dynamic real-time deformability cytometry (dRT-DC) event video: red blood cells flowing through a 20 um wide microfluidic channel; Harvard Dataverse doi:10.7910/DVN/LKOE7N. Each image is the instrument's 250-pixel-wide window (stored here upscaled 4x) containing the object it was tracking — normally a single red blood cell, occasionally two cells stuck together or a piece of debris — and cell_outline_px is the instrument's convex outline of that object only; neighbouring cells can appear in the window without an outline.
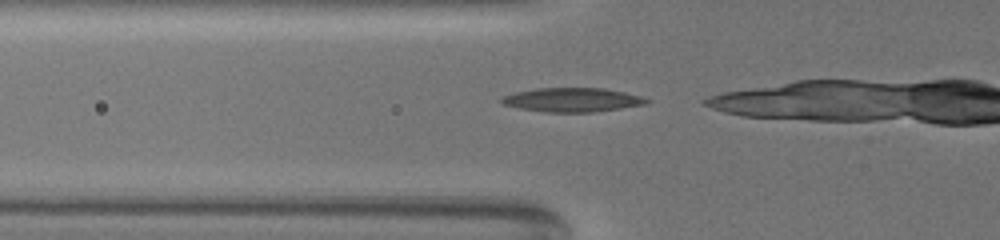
{"species": "common noctule bat (a hibernating species)", "species_latin": "Nyctalus noctula", "temperature_condition": "warm", "stored_images_in_passage": 16, "camera_frame_rate_fps": 3000, "um_per_image_px": 0.085, "animal": {"sex": "female", "body_mass_g": 19.5, "forearm_length_mm": 54.1}, "frame": {"image": 1, "passage_image": 2, "time_ms": 0.333, "image_size_px": [1000, 240], "cell_outline_px": [[648, 100], [644, 104], [620, 108], [592, 112], [548, 112], [520, 108], [504, 104], [500, 100], [504, 96], [516, 92], [536, 88], [604, 88], [624, 92], [640, 96]], "centroid_in_image_um": [48.62, 8.48], "position_along_channel_um": 77.2, "area_um2": 19.88}}
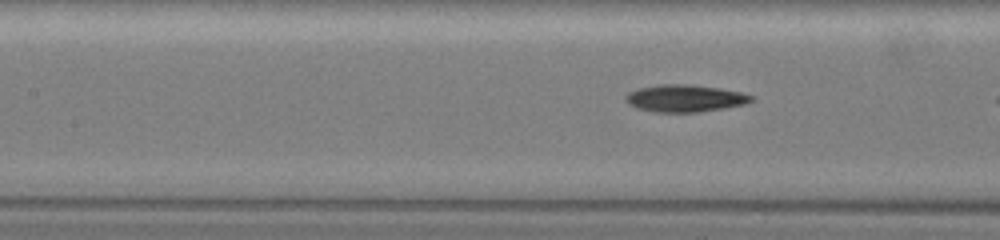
{"frame": {"image": 2, "passage_image": 9, "time_ms": 2.667, "image_size_px": [1000, 240], "cell_outline_px": [[752, 100], [744, 104], [696, 112], [652, 112], [636, 108], [628, 100], [628, 92], [640, 88], [660, 84], [688, 84], [720, 88], [740, 92], [752, 96]], "centroid_in_image_um": [58.21, 8.35], "position_along_channel_um": 149.2, "area_um2": 19.42}}
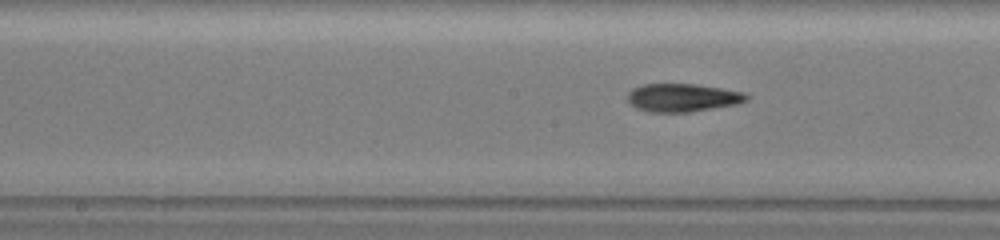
{"frame": {"image": 3, "passage_image": 13, "time_ms": 4.0, "image_size_px": [1000, 240], "cell_outline_px": [[748, 100], [736, 104], [688, 112], [652, 112], [636, 108], [628, 100], [628, 92], [632, 88], [644, 84], [696, 84], [720, 88], [740, 92], [748, 96]], "centroid_in_image_um": [57.98, 8.3], "position_along_channel_um": 190.2, "area_um2": 19.19}}